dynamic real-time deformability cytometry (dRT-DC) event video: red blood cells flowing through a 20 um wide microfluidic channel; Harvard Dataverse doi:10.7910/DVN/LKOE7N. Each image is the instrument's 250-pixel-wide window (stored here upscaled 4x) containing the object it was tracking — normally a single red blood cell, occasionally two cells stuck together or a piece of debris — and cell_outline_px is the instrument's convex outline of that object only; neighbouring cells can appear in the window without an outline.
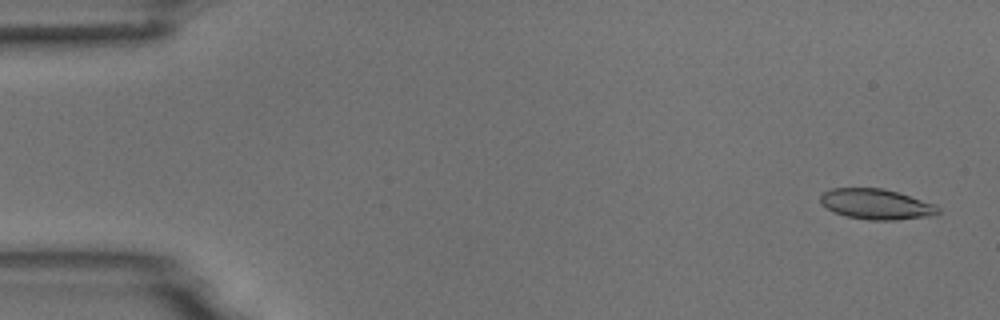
{"species": "common noctule bat (a hibernating species)", "species_latin": "Nyctalus noctula", "temperature_condition": "room temperature", "stored_images_in_passage": 53, "camera_frame_rate_fps": 3000, "um_per_image_px": 0.085, "animal": {"sex": "male", "body_mass_g": 18.8}, "frame": {"image": 1, "passage_image": 2, "time_ms": 0.333, "image_size_px": [1000, 320], "cell_outline_px": [[940, 212], [928, 216], [896, 220], [868, 220], [848, 216], [832, 212], [820, 204], [820, 196], [824, 192], [832, 188], [880, 188], [896, 192], [936, 204], [940, 208]], "centroid_in_image_um": [74.45, 17.36], "position_along_channel_um": 10.5, "area_um2": 20.81}}
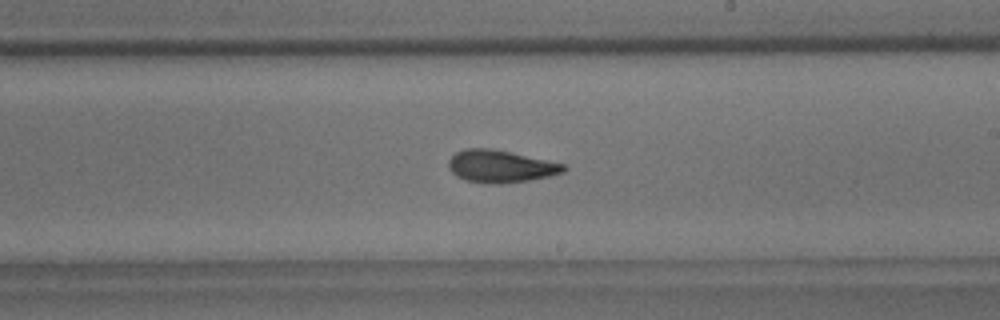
{"frame": {"image": 2, "passage_image": 31, "time_ms": 10.0, "image_size_px": [1000, 320], "cell_outline_px": [[568, 168], [564, 172], [548, 176], [528, 180], [500, 184], [484, 184], [464, 180], [456, 176], [448, 168], [448, 160], [456, 152], [464, 148], [488, 148], [512, 152], [564, 164]], "centroid_in_image_um": [42.51, 14.14], "position_along_channel_um": 246.5, "area_um2": 21.85}}
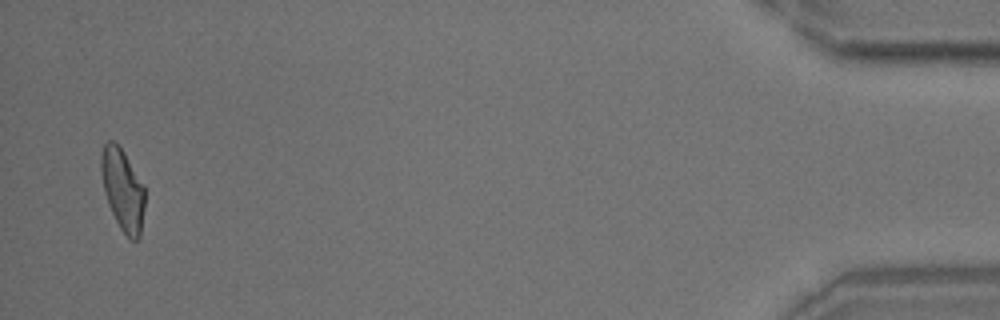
{"frame": {"image": 3, "passage_image": 52, "time_ms": 17.0, "image_size_px": [1000, 320], "cell_outline_px": [[144, 208], [140, 236], [136, 240], [132, 240], [120, 228], [108, 204], [104, 192], [100, 168], [100, 152], [104, 144], [108, 140], [112, 140], [124, 152], [144, 188]], "centroid_in_image_um": [10.4, 16.1], "position_along_channel_um": 424.8, "area_um2": 20.52}, "authors_computed_cell_mechanics": {"area_um2": 21.2126, "velocity_mm_per_s": 3.7557, "shape_relaxation_time_tau1_ms": 9.6817, "shape_relaxation_time_tau2_ms": 2.8615, "deformation_change_tau1": 0.2328, "deformation_change_tau2": 0.1005}}